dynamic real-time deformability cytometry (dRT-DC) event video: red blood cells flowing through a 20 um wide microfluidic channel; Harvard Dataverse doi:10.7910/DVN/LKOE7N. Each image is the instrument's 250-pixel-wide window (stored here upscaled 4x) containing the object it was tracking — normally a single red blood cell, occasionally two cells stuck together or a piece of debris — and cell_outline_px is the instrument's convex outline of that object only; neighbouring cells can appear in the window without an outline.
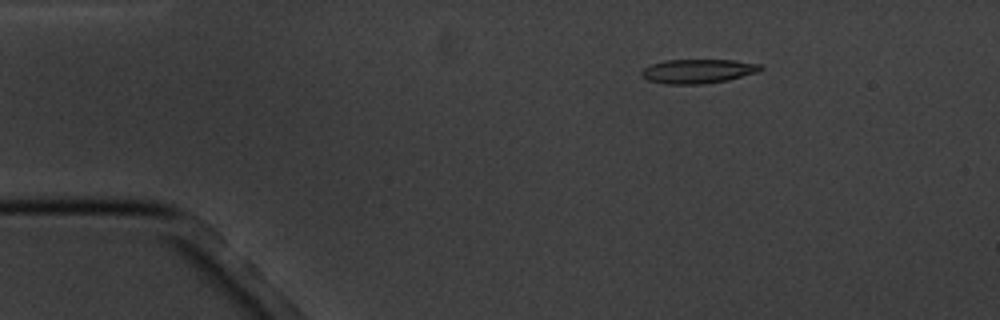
{"species": "common noctule bat (a hibernating species)", "species_latin": "Nyctalus noctula", "temperature_condition": "cold", "stored_images_in_passage": 4, "camera_frame_rate_fps": 3000, "um_per_image_px": 0.085, "animal": {"sex": "male", "body_mass_g": 20.1, "forearm_length_mm": 53.5}, "frame": {"image": 1, "passage_image": 2, "time_ms": 1.0, "image_size_px": [1000, 320], "cell_outline_px": [[764, 68], [760, 72], [728, 80], [704, 84], [664, 84], [648, 80], [640, 76], [640, 72], [644, 68], [652, 64], [664, 60], [732, 60], [764, 64]], "centroid_in_image_um": [59.37, 6.05], "position_along_channel_um": 25.6, "area_um2": 17.05}}